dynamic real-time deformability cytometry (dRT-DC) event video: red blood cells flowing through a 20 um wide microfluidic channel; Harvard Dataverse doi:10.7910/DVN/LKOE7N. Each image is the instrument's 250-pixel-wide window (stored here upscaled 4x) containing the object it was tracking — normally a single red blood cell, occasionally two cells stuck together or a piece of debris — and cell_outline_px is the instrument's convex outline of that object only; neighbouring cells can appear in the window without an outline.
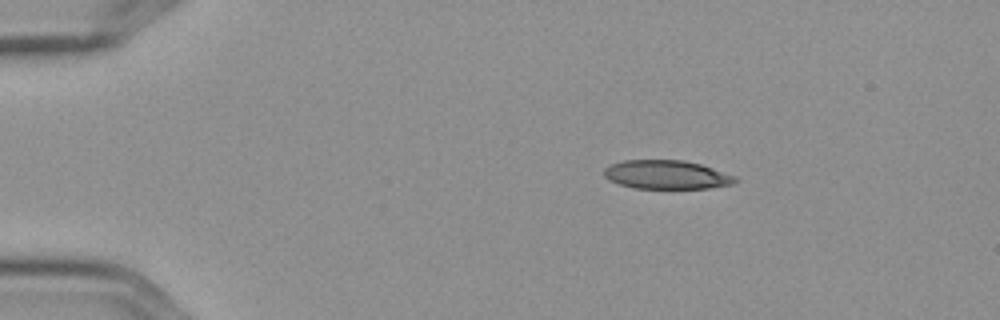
{"species": "Egyptian fruit bat (a non-hibernating species)", "species_latin": "Rousettus aegyptiacus", "temperature_condition": "cold", "stored_images_in_passage": 3, "camera_frame_rate_fps": 3000, "um_per_image_px": 0.085, "frame": {"image": 1, "passage_image": 1, "time_ms": 0.0, "image_size_px": [1000, 320], "cell_outline_px": [[740, 180], [732, 184], [708, 188], [636, 188], [620, 184], [608, 180], [604, 176], [604, 168], [612, 164], [624, 160], [684, 160], [700, 164], [736, 176]], "centroid_in_image_um": [56.67, 14.84], "position_along_channel_um": 28.3, "area_um2": 21.91}}